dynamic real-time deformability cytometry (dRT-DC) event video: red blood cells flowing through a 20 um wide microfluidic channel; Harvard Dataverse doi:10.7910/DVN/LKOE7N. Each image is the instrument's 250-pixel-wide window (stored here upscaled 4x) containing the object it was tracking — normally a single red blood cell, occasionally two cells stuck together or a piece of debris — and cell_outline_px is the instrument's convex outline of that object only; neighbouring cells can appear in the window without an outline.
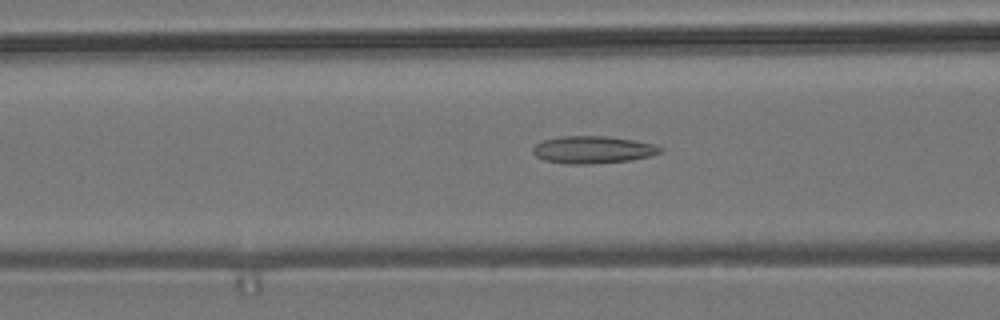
{"species": "common noctule bat (a hibernating species)", "species_latin": "Nyctalus noctula", "temperature_condition": "room temperature", "stored_images_in_passage": 32, "camera_frame_rate_fps": 3000, "um_per_image_px": 0.085, "animal": {"sex": "male", "body_mass_g": 19.2, "forearm_length_mm": 51.8}, "frame": {"image": 1, "passage_image": 20, "time_ms": 6.333, "image_size_px": [1000, 320], "cell_outline_px": [[664, 152], [652, 156], [632, 160], [592, 164], [568, 164], [544, 160], [536, 156], [532, 152], [532, 148], [536, 144], [544, 140], [560, 136], [608, 136], [632, 140], [652, 144], [664, 148]], "centroid_in_image_um": [50.42, 12.73], "position_along_channel_um": 116.2, "area_um2": 20.46}}
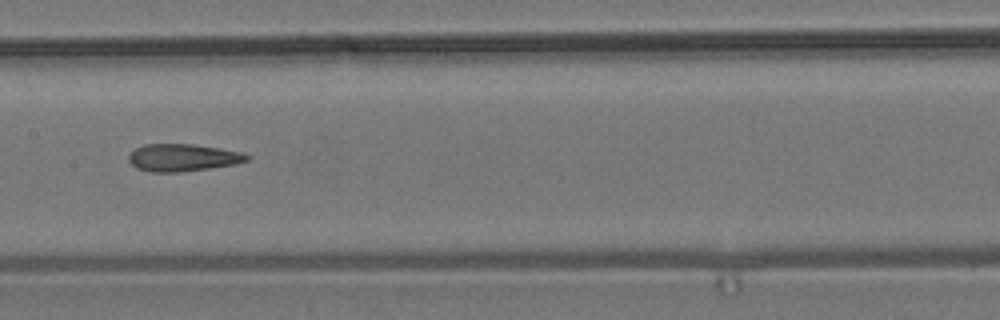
{"frame": {"image": 2, "passage_image": 26, "time_ms": 8.333, "image_size_px": [1000, 320], "cell_outline_px": [[252, 156], [248, 160], [236, 164], [180, 172], [152, 172], [136, 168], [128, 160], [128, 156], [136, 148], [144, 144], [192, 144], [220, 148], [244, 152]], "centroid_in_image_um": [15.57, 13.39], "position_along_channel_um": 191.8, "area_um2": 18.9}}
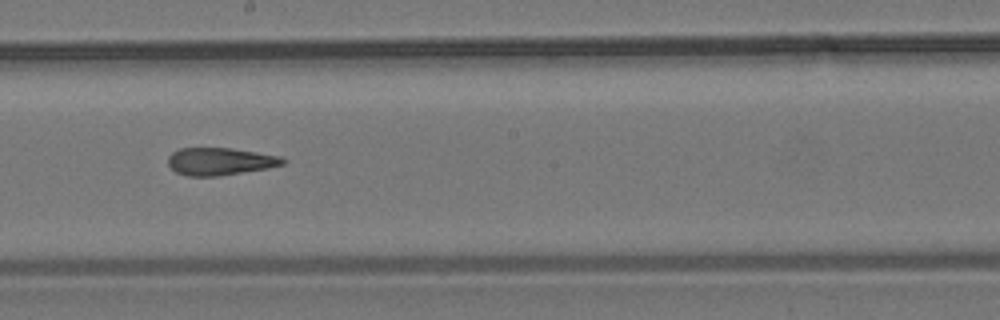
{"frame": {"image": 3, "passage_image": 29, "time_ms": 9.333, "image_size_px": [1000, 320], "cell_outline_px": [[288, 160], [284, 164], [268, 168], [216, 176], [188, 176], [176, 172], [168, 164], [168, 156], [172, 152], [180, 148], [232, 148], [284, 156]], "centroid_in_image_um": [18.75, 13.71], "position_along_channel_um": 229.5, "area_um2": 18.5}}